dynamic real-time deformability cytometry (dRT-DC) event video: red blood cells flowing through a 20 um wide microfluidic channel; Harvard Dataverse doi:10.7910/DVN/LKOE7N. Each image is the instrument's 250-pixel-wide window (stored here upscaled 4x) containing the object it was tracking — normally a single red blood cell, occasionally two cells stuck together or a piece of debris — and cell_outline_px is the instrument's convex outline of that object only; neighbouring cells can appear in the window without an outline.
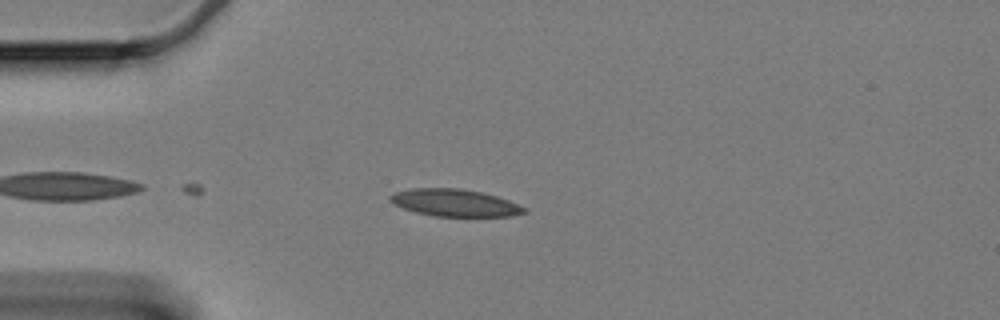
{"species": "Egyptian fruit bat (a non-hibernating species)", "species_latin": "Rousettus aegyptiacus", "temperature_condition": "cold", "stored_images_in_passage": 49, "camera_frame_rate_fps": 3000, "um_per_image_px": 0.085, "animal": {"sex": "female"}, "frame": {"image": 1, "passage_image": 8, "time_ms": 2.333, "image_size_px": [1000, 320], "cell_outline_px": [[528, 212], [512, 216], [436, 216], [416, 212], [404, 208], [388, 200], [388, 196], [396, 192], [412, 188], [460, 188], [480, 192], [496, 196], [508, 200], [528, 208]], "centroid_in_image_um": [38.68, 17.23], "position_along_channel_um": 46.3, "area_um2": 21.15}}
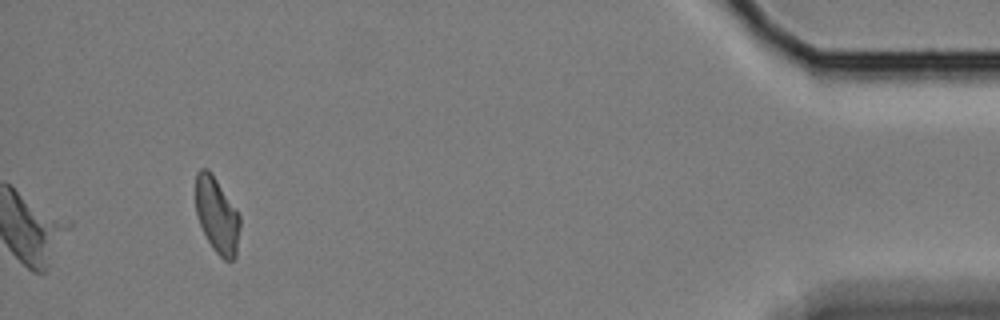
{"frame": {"image": 2, "passage_image": 49, "time_ms": 16.0, "image_size_px": [1000, 320], "cell_outline_px": [[240, 228], [236, 256], [232, 260], [224, 260], [212, 248], [200, 224], [196, 212], [196, 172], [200, 168], [208, 168], [240, 216]], "centroid_in_image_um": [18.44, 18.31], "position_along_channel_um": 416.8, "area_um2": 19.25}}